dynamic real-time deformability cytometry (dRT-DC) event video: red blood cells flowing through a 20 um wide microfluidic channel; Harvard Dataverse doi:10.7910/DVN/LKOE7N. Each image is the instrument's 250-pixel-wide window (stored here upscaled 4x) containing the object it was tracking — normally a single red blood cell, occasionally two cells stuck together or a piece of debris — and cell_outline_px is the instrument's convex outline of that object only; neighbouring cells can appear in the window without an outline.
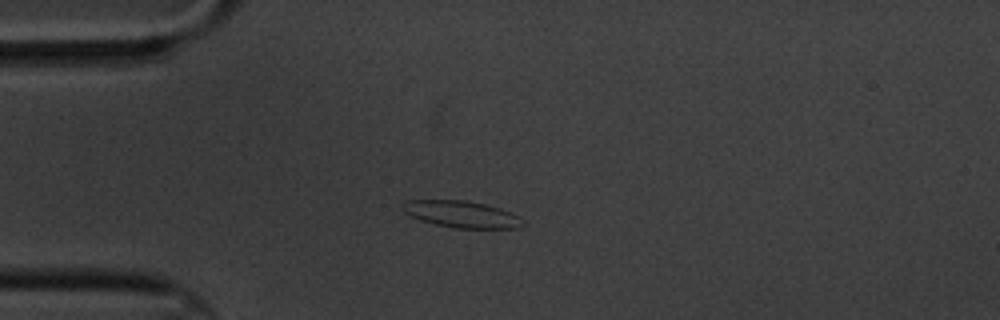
{"species": "common noctule bat (a hibernating species)", "species_latin": "Nyctalus noctula", "temperature_condition": "cold", "stored_images_in_passage": 12, "camera_frame_rate_fps": 3000, "um_per_image_px": 0.085, "animal": {"sex": "male", "body_mass_g": 20.1, "forearm_length_mm": 53.5}, "frame": {"image": 1, "passage_image": 3, "time_ms": 3.333, "image_size_px": [1000, 320], "cell_outline_px": [[524, 224], [516, 228], [456, 228], [436, 224], [420, 220], [404, 212], [400, 208], [400, 204], [408, 200], [464, 200], [484, 204], [500, 208], [512, 212], [520, 216], [524, 220]], "centroid_in_image_um": [39.23, 18.2], "position_along_channel_um": 45.8, "area_um2": 18.79}}
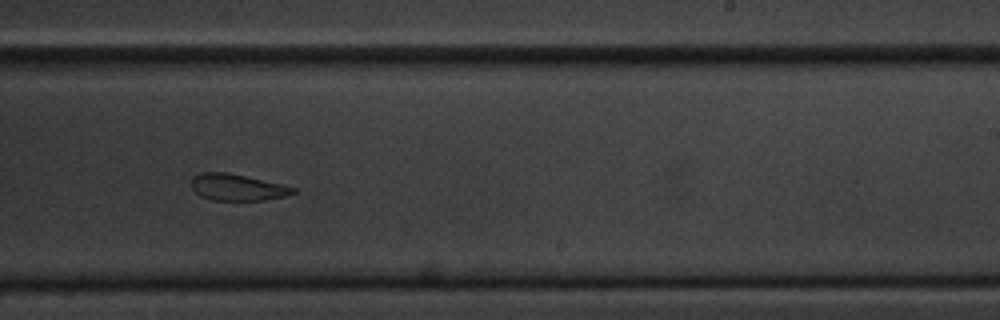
{"frame": {"image": 2, "passage_image": 9, "time_ms": 10.333, "image_size_px": [1000, 320], "cell_outline_px": [[296, 192], [284, 196], [264, 200], [212, 200], [200, 196], [192, 188], [192, 176], [200, 172], [228, 172], [280, 184], [296, 188]], "centroid_in_image_um": [20.13, 15.91], "position_along_channel_um": 268.9, "area_um2": 15.61}}
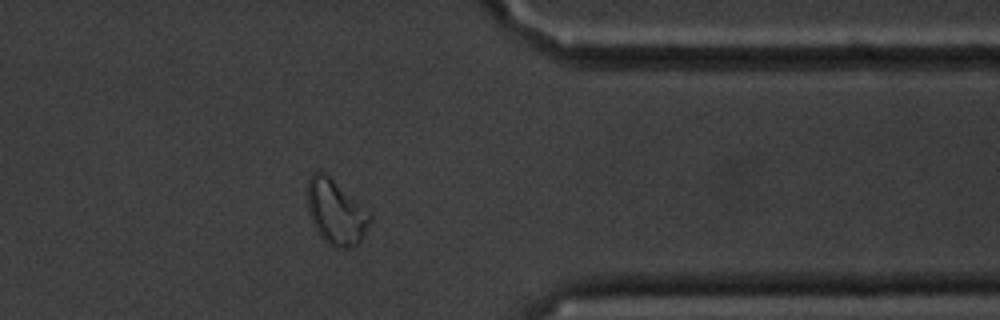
{"frame": {"image": 3, "passage_image": 12, "time_ms": 14.0, "image_size_px": [1000, 320], "cell_outline_px": [[372, 220], [364, 236], [352, 248], [332, 248], [320, 236], [308, 212], [308, 180], [312, 172], [320, 168], [364, 204], [372, 212]], "centroid_in_image_um": [28.59, 18.0], "position_along_channel_um": 382.8, "area_um2": 24.33}, "authors_computed_cell_mechanics": {"area_um2": 17.6001, "velocity_mm_per_s": 3.4155, "shape_relaxation_time_tau1_ms": 2.343, "shape_relaxation_time_tau2_ms": 4.7445, "deformation_change_tau1": 0.0854, "deformation_change_tau2": 0.0909}}